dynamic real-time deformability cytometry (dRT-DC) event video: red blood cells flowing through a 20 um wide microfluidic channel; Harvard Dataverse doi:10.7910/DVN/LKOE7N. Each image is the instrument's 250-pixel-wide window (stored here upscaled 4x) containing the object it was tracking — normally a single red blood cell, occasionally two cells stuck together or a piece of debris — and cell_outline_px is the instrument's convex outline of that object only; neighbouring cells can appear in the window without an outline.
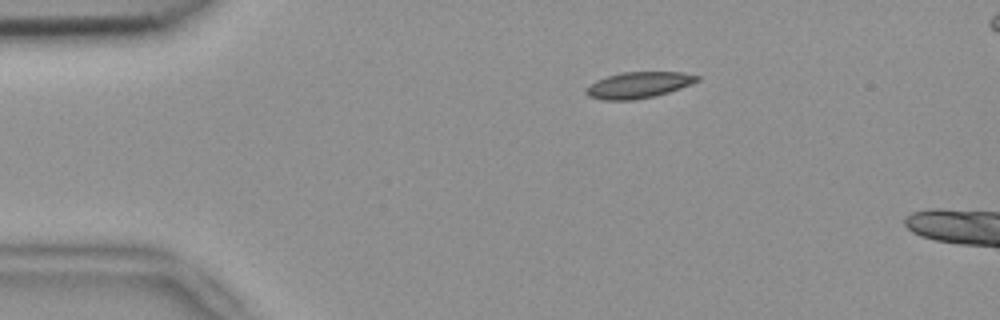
{"species": "common noctule bat (a hibernating species)", "species_latin": "Nyctalus noctula", "temperature_condition": "room temperature", "stored_images_in_passage": 5, "camera_frame_rate_fps": 3000, "um_per_image_px": 0.085, "animal": {"sex": "female", "body_mass_g": 18.4}, "frame": {"image": 1, "passage_image": 1, "time_ms": 0.0, "image_size_px": [1000, 320], "cell_outline_px": [[700, 80], [692, 84], [668, 92], [652, 96], [632, 100], [604, 100], [588, 96], [584, 92], [584, 88], [596, 80], [608, 76], [624, 72], [680, 72], [700, 76]], "centroid_in_image_um": [54.25, 7.22], "position_along_channel_um": 30.7, "area_um2": 16.88}}